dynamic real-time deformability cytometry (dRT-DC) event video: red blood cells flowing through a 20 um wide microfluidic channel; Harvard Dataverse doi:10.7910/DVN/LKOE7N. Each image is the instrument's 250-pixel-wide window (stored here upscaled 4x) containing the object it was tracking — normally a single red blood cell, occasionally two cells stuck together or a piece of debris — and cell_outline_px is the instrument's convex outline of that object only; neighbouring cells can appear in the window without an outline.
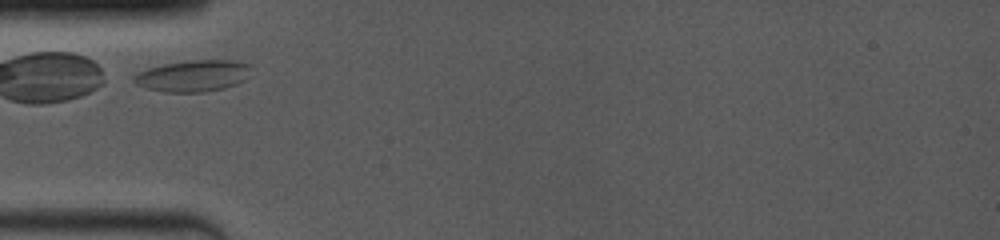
{"species": "common noctule bat (a hibernating species)", "species_latin": "Nyctalus noctula", "temperature_condition": "room temperature", "stored_images_in_passage": 4, "camera_frame_rate_fps": 4000, "um_per_image_px": 0.085, "animal": {"sex": "female", "body_mass_g": 19.0, "forearm_length_mm": 53.3}, "frame": {"image": 1, "passage_image": 1, "time_ms": 0.0, "image_size_px": [1000, 240], "cell_outline_px": [[252, 76], [236, 84], [224, 88], [204, 92], [164, 92], [148, 88], [136, 84], [132, 80], [132, 76], [136, 72], [148, 68], [164, 64], [188, 60], [232, 60], [252, 64]], "centroid_in_image_um": [16.46, 6.44], "position_along_channel_um": 68.5, "area_um2": 21.91}}
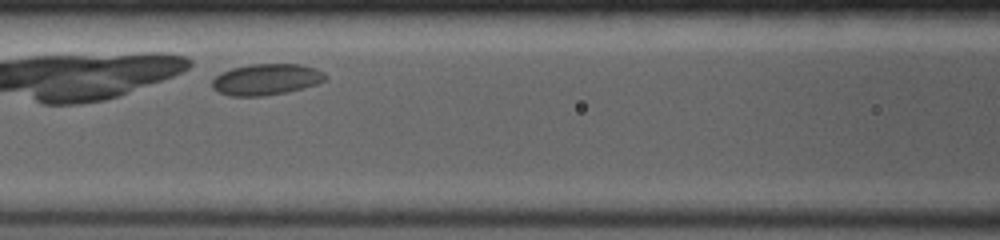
{"frame": {"image": 2, "passage_image": 3, "time_ms": 2.0, "image_size_px": [1000, 240], "cell_outline_px": [[328, 80], [316, 84], [288, 92], [264, 96], [228, 96], [212, 88], [212, 80], [220, 72], [232, 68], [252, 64], [300, 64], [316, 68], [324, 72], [328, 76]], "centroid_in_image_um": [22.66, 6.75], "position_along_channel_um": 143.9, "area_um2": 20.81}}
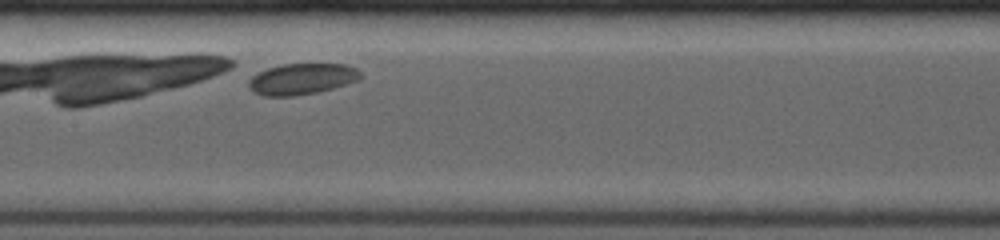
{"frame": {"image": 3, "passage_image": 4, "time_ms": 3.0, "image_size_px": [1000, 240], "cell_outline_px": [[364, 76], [360, 80], [332, 88], [316, 92], [296, 96], [264, 96], [256, 92], [248, 84], [248, 80], [252, 76], [268, 68], [284, 64], [344, 64], [356, 68]], "centroid_in_image_um": [25.7, 6.71], "position_along_channel_um": 181.7, "area_um2": 20.11}}